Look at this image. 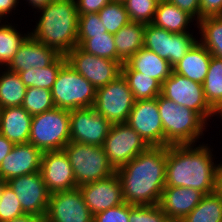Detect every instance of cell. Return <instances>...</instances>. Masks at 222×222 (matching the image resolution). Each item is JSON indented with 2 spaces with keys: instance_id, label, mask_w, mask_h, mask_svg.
Segmentation results:
<instances>
[{
  "instance_id": "cell-1",
  "label": "cell",
  "mask_w": 222,
  "mask_h": 222,
  "mask_svg": "<svg viewBox=\"0 0 222 222\" xmlns=\"http://www.w3.org/2000/svg\"><path fill=\"white\" fill-rule=\"evenodd\" d=\"M167 146H149L116 170L124 202L132 206L159 204L166 182Z\"/></svg>"
},
{
  "instance_id": "cell-2",
  "label": "cell",
  "mask_w": 222,
  "mask_h": 222,
  "mask_svg": "<svg viewBox=\"0 0 222 222\" xmlns=\"http://www.w3.org/2000/svg\"><path fill=\"white\" fill-rule=\"evenodd\" d=\"M209 147L208 144L167 146L165 187L193 188L204 195L215 192L217 163Z\"/></svg>"
},
{
  "instance_id": "cell-3",
  "label": "cell",
  "mask_w": 222,
  "mask_h": 222,
  "mask_svg": "<svg viewBox=\"0 0 222 222\" xmlns=\"http://www.w3.org/2000/svg\"><path fill=\"white\" fill-rule=\"evenodd\" d=\"M39 11L42 16L30 36L66 56L78 42L79 15L75 0H52Z\"/></svg>"
},
{
  "instance_id": "cell-4",
  "label": "cell",
  "mask_w": 222,
  "mask_h": 222,
  "mask_svg": "<svg viewBox=\"0 0 222 222\" xmlns=\"http://www.w3.org/2000/svg\"><path fill=\"white\" fill-rule=\"evenodd\" d=\"M157 104L162 120L164 146L195 145L200 140L208 123L198 113L161 94L157 97Z\"/></svg>"
},
{
  "instance_id": "cell-5",
  "label": "cell",
  "mask_w": 222,
  "mask_h": 222,
  "mask_svg": "<svg viewBox=\"0 0 222 222\" xmlns=\"http://www.w3.org/2000/svg\"><path fill=\"white\" fill-rule=\"evenodd\" d=\"M28 142L42 153L63 150L70 142V110L54 107L32 116Z\"/></svg>"
},
{
  "instance_id": "cell-6",
  "label": "cell",
  "mask_w": 222,
  "mask_h": 222,
  "mask_svg": "<svg viewBox=\"0 0 222 222\" xmlns=\"http://www.w3.org/2000/svg\"><path fill=\"white\" fill-rule=\"evenodd\" d=\"M63 150L69 158L77 186L106 179L116 173L103 146L70 141Z\"/></svg>"
},
{
  "instance_id": "cell-7",
  "label": "cell",
  "mask_w": 222,
  "mask_h": 222,
  "mask_svg": "<svg viewBox=\"0 0 222 222\" xmlns=\"http://www.w3.org/2000/svg\"><path fill=\"white\" fill-rule=\"evenodd\" d=\"M55 107L66 110L93 107L96 88L66 62L51 89Z\"/></svg>"
},
{
  "instance_id": "cell-8",
  "label": "cell",
  "mask_w": 222,
  "mask_h": 222,
  "mask_svg": "<svg viewBox=\"0 0 222 222\" xmlns=\"http://www.w3.org/2000/svg\"><path fill=\"white\" fill-rule=\"evenodd\" d=\"M135 99L126 79L120 74L107 85L96 89L93 108L111 124L126 123Z\"/></svg>"
},
{
  "instance_id": "cell-9",
  "label": "cell",
  "mask_w": 222,
  "mask_h": 222,
  "mask_svg": "<svg viewBox=\"0 0 222 222\" xmlns=\"http://www.w3.org/2000/svg\"><path fill=\"white\" fill-rule=\"evenodd\" d=\"M161 95L178 105L195 111L206 122L216 115V111L209 105L205 98L203 85L173 71L162 83Z\"/></svg>"
},
{
  "instance_id": "cell-10",
  "label": "cell",
  "mask_w": 222,
  "mask_h": 222,
  "mask_svg": "<svg viewBox=\"0 0 222 222\" xmlns=\"http://www.w3.org/2000/svg\"><path fill=\"white\" fill-rule=\"evenodd\" d=\"M149 146L127 123L112 124L103 148L109 164L116 171Z\"/></svg>"
},
{
  "instance_id": "cell-11",
  "label": "cell",
  "mask_w": 222,
  "mask_h": 222,
  "mask_svg": "<svg viewBox=\"0 0 222 222\" xmlns=\"http://www.w3.org/2000/svg\"><path fill=\"white\" fill-rule=\"evenodd\" d=\"M66 60L96 89L116 79L121 74L124 63L92 55L78 45L66 55Z\"/></svg>"
},
{
  "instance_id": "cell-12",
  "label": "cell",
  "mask_w": 222,
  "mask_h": 222,
  "mask_svg": "<svg viewBox=\"0 0 222 222\" xmlns=\"http://www.w3.org/2000/svg\"><path fill=\"white\" fill-rule=\"evenodd\" d=\"M171 33L154 24H146L144 47L154 51L161 58L168 60L173 67L198 41L191 33Z\"/></svg>"
},
{
  "instance_id": "cell-13",
  "label": "cell",
  "mask_w": 222,
  "mask_h": 222,
  "mask_svg": "<svg viewBox=\"0 0 222 222\" xmlns=\"http://www.w3.org/2000/svg\"><path fill=\"white\" fill-rule=\"evenodd\" d=\"M112 124L93 107L70 110V141L103 146Z\"/></svg>"
},
{
  "instance_id": "cell-14",
  "label": "cell",
  "mask_w": 222,
  "mask_h": 222,
  "mask_svg": "<svg viewBox=\"0 0 222 222\" xmlns=\"http://www.w3.org/2000/svg\"><path fill=\"white\" fill-rule=\"evenodd\" d=\"M6 183L17 195L25 214L45 217L50 193L41 172L15 177Z\"/></svg>"
},
{
  "instance_id": "cell-15",
  "label": "cell",
  "mask_w": 222,
  "mask_h": 222,
  "mask_svg": "<svg viewBox=\"0 0 222 222\" xmlns=\"http://www.w3.org/2000/svg\"><path fill=\"white\" fill-rule=\"evenodd\" d=\"M44 218L46 222H93V214L78 187L50 194Z\"/></svg>"
},
{
  "instance_id": "cell-16",
  "label": "cell",
  "mask_w": 222,
  "mask_h": 222,
  "mask_svg": "<svg viewBox=\"0 0 222 222\" xmlns=\"http://www.w3.org/2000/svg\"><path fill=\"white\" fill-rule=\"evenodd\" d=\"M148 146H164L162 120L157 98L135 101L126 122Z\"/></svg>"
},
{
  "instance_id": "cell-17",
  "label": "cell",
  "mask_w": 222,
  "mask_h": 222,
  "mask_svg": "<svg viewBox=\"0 0 222 222\" xmlns=\"http://www.w3.org/2000/svg\"><path fill=\"white\" fill-rule=\"evenodd\" d=\"M40 172L50 194L78 187L64 150L43 152Z\"/></svg>"
},
{
  "instance_id": "cell-18",
  "label": "cell",
  "mask_w": 222,
  "mask_h": 222,
  "mask_svg": "<svg viewBox=\"0 0 222 222\" xmlns=\"http://www.w3.org/2000/svg\"><path fill=\"white\" fill-rule=\"evenodd\" d=\"M78 188L93 216L124 203L121 182L116 173Z\"/></svg>"
},
{
  "instance_id": "cell-19",
  "label": "cell",
  "mask_w": 222,
  "mask_h": 222,
  "mask_svg": "<svg viewBox=\"0 0 222 222\" xmlns=\"http://www.w3.org/2000/svg\"><path fill=\"white\" fill-rule=\"evenodd\" d=\"M42 152L31 143L15 144L0 165V180L40 172Z\"/></svg>"
},
{
  "instance_id": "cell-20",
  "label": "cell",
  "mask_w": 222,
  "mask_h": 222,
  "mask_svg": "<svg viewBox=\"0 0 222 222\" xmlns=\"http://www.w3.org/2000/svg\"><path fill=\"white\" fill-rule=\"evenodd\" d=\"M59 56L57 51L29 36L5 68L16 73L31 68H44Z\"/></svg>"
},
{
  "instance_id": "cell-21",
  "label": "cell",
  "mask_w": 222,
  "mask_h": 222,
  "mask_svg": "<svg viewBox=\"0 0 222 222\" xmlns=\"http://www.w3.org/2000/svg\"><path fill=\"white\" fill-rule=\"evenodd\" d=\"M204 194L187 187H164L159 206L166 218L181 221L202 200Z\"/></svg>"
},
{
  "instance_id": "cell-22",
  "label": "cell",
  "mask_w": 222,
  "mask_h": 222,
  "mask_svg": "<svg viewBox=\"0 0 222 222\" xmlns=\"http://www.w3.org/2000/svg\"><path fill=\"white\" fill-rule=\"evenodd\" d=\"M121 71H138L162 84L171 75L173 67L168 60L142 47L123 63Z\"/></svg>"
},
{
  "instance_id": "cell-23",
  "label": "cell",
  "mask_w": 222,
  "mask_h": 222,
  "mask_svg": "<svg viewBox=\"0 0 222 222\" xmlns=\"http://www.w3.org/2000/svg\"><path fill=\"white\" fill-rule=\"evenodd\" d=\"M32 116L22 106L1 109L0 134L14 144L28 143Z\"/></svg>"
},
{
  "instance_id": "cell-24",
  "label": "cell",
  "mask_w": 222,
  "mask_h": 222,
  "mask_svg": "<svg viewBox=\"0 0 222 222\" xmlns=\"http://www.w3.org/2000/svg\"><path fill=\"white\" fill-rule=\"evenodd\" d=\"M212 55L198 40L184 57L173 66V72L194 82L203 84Z\"/></svg>"
},
{
  "instance_id": "cell-25",
  "label": "cell",
  "mask_w": 222,
  "mask_h": 222,
  "mask_svg": "<svg viewBox=\"0 0 222 222\" xmlns=\"http://www.w3.org/2000/svg\"><path fill=\"white\" fill-rule=\"evenodd\" d=\"M193 20L195 19L187 12L169 1H164L158 3L152 24L176 34L189 32L188 26Z\"/></svg>"
},
{
  "instance_id": "cell-26",
  "label": "cell",
  "mask_w": 222,
  "mask_h": 222,
  "mask_svg": "<svg viewBox=\"0 0 222 222\" xmlns=\"http://www.w3.org/2000/svg\"><path fill=\"white\" fill-rule=\"evenodd\" d=\"M145 26L146 24L130 21L113 34L117 55L124 62L144 47Z\"/></svg>"
},
{
  "instance_id": "cell-27",
  "label": "cell",
  "mask_w": 222,
  "mask_h": 222,
  "mask_svg": "<svg viewBox=\"0 0 222 222\" xmlns=\"http://www.w3.org/2000/svg\"><path fill=\"white\" fill-rule=\"evenodd\" d=\"M0 70V108L22 106L27 87L18 73L6 68L3 71L2 67Z\"/></svg>"
},
{
  "instance_id": "cell-28",
  "label": "cell",
  "mask_w": 222,
  "mask_h": 222,
  "mask_svg": "<svg viewBox=\"0 0 222 222\" xmlns=\"http://www.w3.org/2000/svg\"><path fill=\"white\" fill-rule=\"evenodd\" d=\"M196 23L200 42L213 57L222 59V15L203 17Z\"/></svg>"
},
{
  "instance_id": "cell-29",
  "label": "cell",
  "mask_w": 222,
  "mask_h": 222,
  "mask_svg": "<svg viewBox=\"0 0 222 222\" xmlns=\"http://www.w3.org/2000/svg\"><path fill=\"white\" fill-rule=\"evenodd\" d=\"M67 62L65 55H60L51 65L44 68H31L20 71L18 75L26 87L51 90L61 67Z\"/></svg>"
},
{
  "instance_id": "cell-30",
  "label": "cell",
  "mask_w": 222,
  "mask_h": 222,
  "mask_svg": "<svg viewBox=\"0 0 222 222\" xmlns=\"http://www.w3.org/2000/svg\"><path fill=\"white\" fill-rule=\"evenodd\" d=\"M180 222H222V196L217 191L206 194Z\"/></svg>"
},
{
  "instance_id": "cell-31",
  "label": "cell",
  "mask_w": 222,
  "mask_h": 222,
  "mask_svg": "<svg viewBox=\"0 0 222 222\" xmlns=\"http://www.w3.org/2000/svg\"><path fill=\"white\" fill-rule=\"evenodd\" d=\"M133 93L135 101L155 99L161 94L162 84L138 71H121Z\"/></svg>"
},
{
  "instance_id": "cell-32",
  "label": "cell",
  "mask_w": 222,
  "mask_h": 222,
  "mask_svg": "<svg viewBox=\"0 0 222 222\" xmlns=\"http://www.w3.org/2000/svg\"><path fill=\"white\" fill-rule=\"evenodd\" d=\"M202 85L207 102L217 111L222 106V59L212 56Z\"/></svg>"
},
{
  "instance_id": "cell-33",
  "label": "cell",
  "mask_w": 222,
  "mask_h": 222,
  "mask_svg": "<svg viewBox=\"0 0 222 222\" xmlns=\"http://www.w3.org/2000/svg\"><path fill=\"white\" fill-rule=\"evenodd\" d=\"M5 23L0 21V68L1 66L4 68L9 64L18 49L30 36L29 32L23 35L16 29L17 26Z\"/></svg>"
},
{
  "instance_id": "cell-34",
  "label": "cell",
  "mask_w": 222,
  "mask_h": 222,
  "mask_svg": "<svg viewBox=\"0 0 222 222\" xmlns=\"http://www.w3.org/2000/svg\"><path fill=\"white\" fill-rule=\"evenodd\" d=\"M84 51L106 59L124 62L118 55L115 47L114 36L111 33L92 35L81 46Z\"/></svg>"
},
{
  "instance_id": "cell-35",
  "label": "cell",
  "mask_w": 222,
  "mask_h": 222,
  "mask_svg": "<svg viewBox=\"0 0 222 222\" xmlns=\"http://www.w3.org/2000/svg\"><path fill=\"white\" fill-rule=\"evenodd\" d=\"M98 15L108 33L115 34L131 20L124 3L109 2Z\"/></svg>"
},
{
  "instance_id": "cell-36",
  "label": "cell",
  "mask_w": 222,
  "mask_h": 222,
  "mask_svg": "<svg viewBox=\"0 0 222 222\" xmlns=\"http://www.w3.org/2000/svg\"><path fill=\"white\" fill-rule=\"evenodd\" d=\"M22 107L31 116L53 109L55 106L52 100L51 90L27 87Z\"/></svg>"
},
{
  "instance_id": "cell-37",
  "label": "cell",
  "mask_w": 222,
  "mask_h": 222,
  "mask_svg": "<svg viewBox=\"0 0 222 222\" xmlns=\"http://www.w3.org/2000/svg\"><path fill=\"white\" fill-rule=\"evenodd\" d=\"M124 5L131 21L150 24L153 22L158 2L156 0H126Z\"/></svg>"
},
{
  "instance_id": "cell-38",
  "label": "cell",
  "mask_w": 222,
  "mask_h": 222,
  "mask_svg": "<svg viewBox=\"0 0 222 222\" xmlns=\"http://www.w3.org/2000/svg\"><path fill=\"white\" fill-rule=\"evenodd\" d=\"M21 203L11 187L4 182L0 192V222L24 215Z\"/></svg>"
},
{
  "instance_id": "cell-39",
  "label": "cell",
  "mask_w": 222,
  "mask_h": 222,
  "mask_svg": "<svg viewBox=\"0 0 222 222\" xmlns=\"http://www.w3.org/2000/svg\"><path fill=\"white\" fill-rule=\"evenodd\" d=\"M107 33L98 13H88L78 17L77 45L81 46L92 35Z\"/></svg>"
},
{
  "instance_id": "cell-40",
  "label": "cell",
  "mask_w": 222,
  "mask_h": 222,
  "mask_svg": "<svg viewBox=\"0 0 222 222\" xmlns=\"http://www.w3.org/2000/svg\"><path fill=\"white\" fill-rule=\"evenodd\" d=\"M166 215L159 204L129 205V222H163Z\"/></svg>"
},
{
  "instance_id": "cell-41",
  "label": "cell",
  "mask_w": 222,
  "mask_h": 222,
  "mask_svg": "<svg viewBox=\"0 0 222 222\" xmlns=\"http://www.w3.org/2000/svg\"><path fill=\"white\" fill-rule=\"evenodd\" d=\"M129 204L124 202L93 216V222H129Z\"/></svg>"
},
{
  "instance_id": "cell-42",
  "label": "cell",
  "mask_w": 222,
  "mask_h": 222,
  "mask_svg": "<svg viewBox=\"0 0 222 222\" xmlns=\"http://www.w3.org/2000/svg\"><path fill=\"white\" fill-rule=\"evenodd\" d=\"M112 0H75L78 15L98 13Z\"/></svg>"
},
{
  "instance_id": "cell-43",
  "label": "cell",
  "mask_w": 222,
  "mask_h": 222,
  "mask_svg": "<svg viewBox=\"0 0 222 222\" xmlns=\"http://www.w3.org/2000/svg\"><path fill=\"white\" fill-rule=\"evenodd\" d=\"M222 15V0H200V19Z\"/></svg>"
},
{
  "instance_id": "cell-44",
  "label": "cell",
  "mask_w": 222,
  "mask_h": 222,
  "mask_svg": "<svg viewBox=\"0 0 222 222\" xmlns=\"http://www.w3.org/2000/svg\"><path fill=\"white\" fill-rule=\"evenodd\" d=\"M173 5H176L181 10L190 14L195 21L200 20V0H168Z\"/></svg>"
},
{
  "instance_id": "cell-45",
  "label": "cell",
  "mask_w": 222,
  "mask_h": 222,
  "mask_svg": "<svg viewBox=\"0 0 222 222\" xmlns=\"http://www.w3.org/2000/svg\"><path fill=\"white\" fill-rule=\"evenodd\" d=\"M19 0H0V21L6 19L8 14L12 13V10H16ZM4 18V19H2Z\"/></svg>"
},
{
  "instance_id": "cell-46",
  "label": "cell",
  "mask_w": 222,
  "mask_h": 222,
  "mask_svg": "<svg viewBox=\"0 0 222 222\" xmlns=\"http://www.w3.org/2000/svg\"><path fill=\"white\" fill-rule=\"evenodd\" d=\"M15 144L0 134V165Z\"/></svg>"
},
{
  "instance_id": "cell-47",
  "label": "cell",
  "mask_w": 222,
  "mask_h": 222,
  "mask_svg": "<svg viewBox=\"0 0 222 222\" xmlns=\"http://www.w3.org/2000/svg\"><path fill=\"white\" fill-rule=\"evenodd\" d=\"M6 222H46V221H45V218H42L36 215L24 214L22 216L13 218Z\"/></svg>"
},
{
  "instance_id": "cell-48",
  "label": "cell",
  "mask_w": 222,
  "mask_h": 222,
  "mask_svg": "<svg viewBox=\"0 0 222 222\" xmlns=\"http://www.w3.org/2000/svg\"><path fill=\"white\" fill-rule=\"evenodd\" d=\"M52 0H27L29 5H32V8L39 10L43 9L46 5H48Z\"/></svg>"
},
{
  "instance_id": "cell-49",
  "label": "cell",
  "mask_w": 222,
  "mask_h": 222,
  "mask_svg": "<svg viewBox=\"0 0 222 222\" xmlns=\"http://www.w3.org/2000/svg\"><path fill=\"white\" fill-rule=\"evenodd\" d=\"M222 162L217 164L216 191L222 196Z\"/></svg>"
},
{
  "instance_id": "cell-50",
  "label": "cell",
  "mask_w": 222,
  "mask_h": 222,
  "mask_svg": "<svg viewBox=\"0 0 222 222\" xmlns=\"http://www.w3.org/2000/svg\"><path fill=\"white\" fill-rule=\"evenodd\" d=\"M218 115H219V117H222V106L216 111V116H218Z\"/></svg>"
},
{
  "instance_id": "cell-51",
  "label": "cell",
  "mask_w": 222,
  "mask_h": 222,
  "mask_svg": "<svg viewBox=\"0 0 222 222\" xmlns=\"http://www.w3.org/2000/svg\"><path fill=\"white\" fill-rule=\"evenodd\" d=\"M163 222H180V221L175 220V219L166 218Z\"/></svg>"
},
{
  "instance_id": "cell-52",
  "label": "cell",
  "mask_w": 222,
  "mask_h": 222,
  "mask_svg": "<svg viewBox=\"0 0 222 222\" xmlns=\"http://www.w3.org/2000/svg\"><path fill=\"white\" fill-rule=\"evenodd\" d=\"M113 2H121V3H125L126 0H112Z\"/></svg>"
},
{
  "instance_id": "cell-53",
  "label": "cell",
  "mask_w": 222,
  "mask_h": 222,
  "mask_svg": "<svg viewBox=\"0 0 222 222\" xmlns=\"http://www.w3.org/2000/svg\"><path fill=\"white\" fill-rule=\"evenodd\" d=\"M3 183H4V181L0 180V192H1V189H2V186H3Z\"/></svg>"
},
{
  "instance_id": "cell-54",
  "label": "cell",
  "mask_w": 222,
  "mask_h": 222,
  "mask_svg": "<svg viewBox=\"0 0 222 222\" xmlns=\"http://www.w3.org/2000/svg\"><path fill=\"white\" fill-rule=\"evenodd\" d=\"M158 3L159 2H164V1H168V0H156Z\"/></svg>"
},
{
  "instance_id": "cell-55",
  "label": "cell",
  "mask_w": 222,
  "mask_h": 222,
  "mask_svg": "<svg viewBox=\"0 0 222 222\" xmlns=\"http://www.w3.org/2000/svg\"><path fill=\"white\" fill-rule=\"evenodd\" d=\"M0 127H1V108H0Z\"/></svg>"
}]
</instances>
